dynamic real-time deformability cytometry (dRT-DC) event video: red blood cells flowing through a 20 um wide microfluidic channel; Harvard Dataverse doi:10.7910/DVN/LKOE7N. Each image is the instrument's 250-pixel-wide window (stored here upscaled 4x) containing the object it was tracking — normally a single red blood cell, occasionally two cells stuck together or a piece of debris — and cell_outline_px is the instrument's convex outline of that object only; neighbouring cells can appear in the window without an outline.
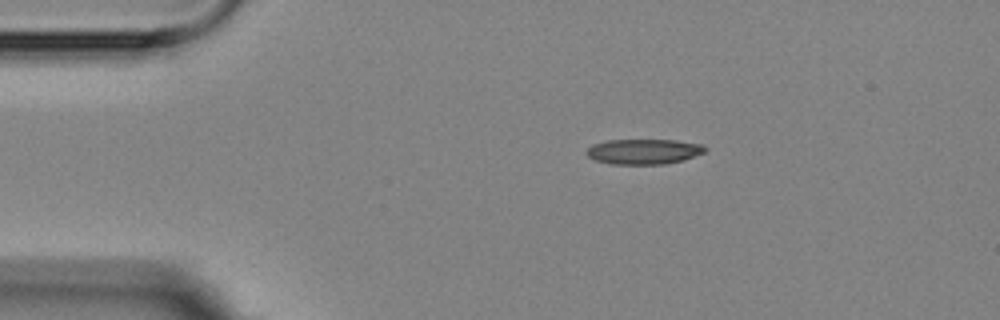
{"species": "Egyptian fruit bat (a non-hibernating species)", "species_latin": "Rousettus aegyptiacus", "temperature_condition": "room temperature", "stored_images_in_passage": 2, "camera_frame_rate_fps": 3000, "um_per_image_px": 0.085, "animal": {"sex": "female"}, "frame": {"image": 1, "passage_image": 1, "time_ms": 0.0, "image_size_px": [1000, 320], "cell_outline_px": [[708, 148], [704, 152], [684, 160], [664, 164], [612, 164], [596, 160], [588, 156], [584, 152], [592, 144], [608, 140], [676, 140], [704, 144]], "centroid_in_image_um": [54.74, 12.87], "position_along_channel_um": 30.3, "area_um2": 17.51}}